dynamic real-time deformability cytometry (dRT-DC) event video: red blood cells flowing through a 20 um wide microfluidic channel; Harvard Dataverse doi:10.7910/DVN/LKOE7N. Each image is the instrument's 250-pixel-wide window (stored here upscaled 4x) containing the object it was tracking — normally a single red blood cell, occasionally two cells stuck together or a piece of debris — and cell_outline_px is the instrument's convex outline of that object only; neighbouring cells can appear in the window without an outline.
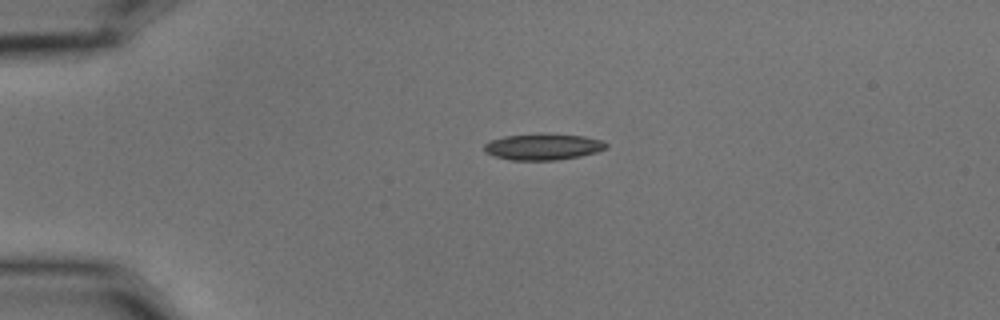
{"species": "common noctule bat (a hibernating species)", "species_latin": "Nyctalus noctula", "temperature_condition": "cold", "stored_images_in_passage": 2, "camera_frame_rate_fps": 3000, "um_per_image_px": 0.085, "animal": {"sex": "male", "body_mass_g": 15.6}, "frame": {"image": 1, "passage_image": 1, "time_ms": 0.0, "image_size_px": [1000, 320], "cell_outline_px": [[608, 148], [596, 152], [580, 156], [556, 160], [508, 160], [484, 152], [484, 144], [492, 140], [504, 136], [544, 132], [584, 136], [600, 140], [608, 144]], "centroid_in_image_um": [46.16, 12.46], "position_along_channel_um": 38.8, "area_um2": 18.96}}